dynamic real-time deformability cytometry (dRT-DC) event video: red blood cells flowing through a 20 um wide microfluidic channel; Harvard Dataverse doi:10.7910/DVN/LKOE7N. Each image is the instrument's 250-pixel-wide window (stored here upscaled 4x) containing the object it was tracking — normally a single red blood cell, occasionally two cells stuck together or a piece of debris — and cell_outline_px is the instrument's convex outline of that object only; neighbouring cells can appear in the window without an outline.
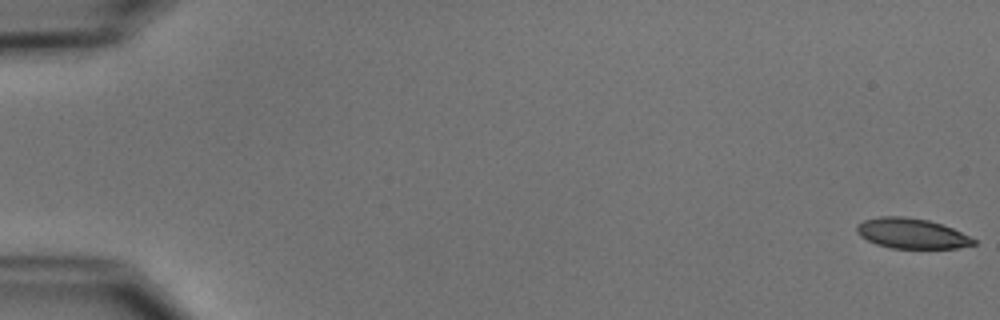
{"species": "common noctule bat (a hibernating species)", "species_latin": "Nyctalus noctula", "temperature_condition": "cold", "stored_images_in_passage": 50, "camera_frame_rate_fps": 3000, "um_per_image_px": 0.085, "animal": {"sex": "male", "body_mass_g": 15.6}, "frame": {"image": 1, "passage_image": 1, "time_ms": 0.0, "image_size_px": [1000, 320], "cell_outline_px": [[976, 244], [960, 248], [892, 248], [876, 244], [860, 236], [856, 232], [856, 224], [864, 220], [880, 216], [904, 216], [928, 220], [952, 228], [976, 240]], "centroid_in_image_um": [77.46, 19.84], "position_along_channel_um": 7.5, "area_um2": 20.52}}
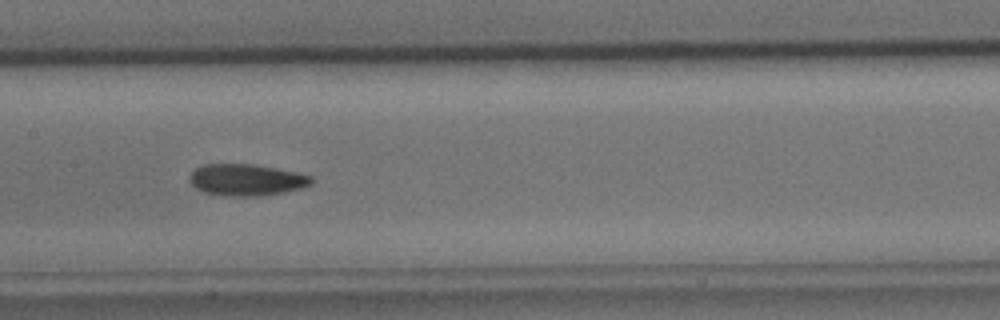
{"frame": {"image": 2, "passage_image": 28, "time_ms": 9.0, "image_size_px": [1000, 320], "cell_outline_px": [[312, 184], [300, 188], [284, 192], [260, 196], [228, 196], [204, 192], [196, 188], [188, 180], [188, 176], [196, 168], [204, 164], [252, 164], [276, 168], [296, 172], [312, 176]], "centroid_in_image_um": [20.93, 15.29], "position_along_channel_um": 186.5, "area_um2": 22.43}}
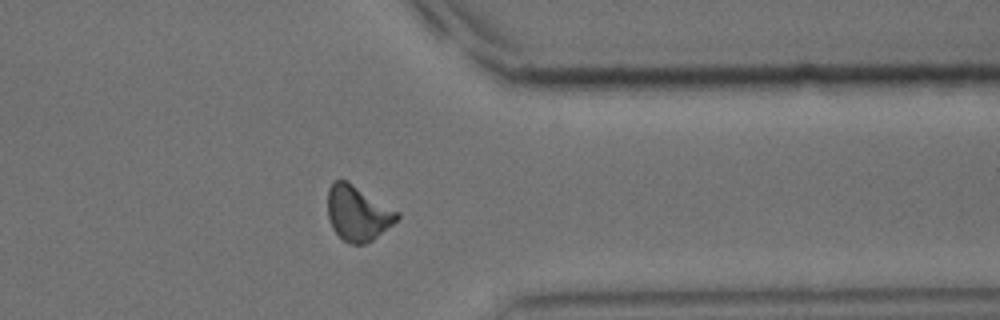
{"frame": {"image": 3, "passage_image": 44, "time_ms": 14.333, "image_size_px": [1000, 320], "cell_outline_px": [[400, 216], [392, 224], [372, 240], [364, 244], [352, 244], [344, 240], [332, 228], [328, 220], [328, 188], [332, 180], [348, 180], [400, 212]], "centroid_in_image_um": [30.4, 18.09], "position_along_channel_um": 381.0, "area_um2": 22.37}}